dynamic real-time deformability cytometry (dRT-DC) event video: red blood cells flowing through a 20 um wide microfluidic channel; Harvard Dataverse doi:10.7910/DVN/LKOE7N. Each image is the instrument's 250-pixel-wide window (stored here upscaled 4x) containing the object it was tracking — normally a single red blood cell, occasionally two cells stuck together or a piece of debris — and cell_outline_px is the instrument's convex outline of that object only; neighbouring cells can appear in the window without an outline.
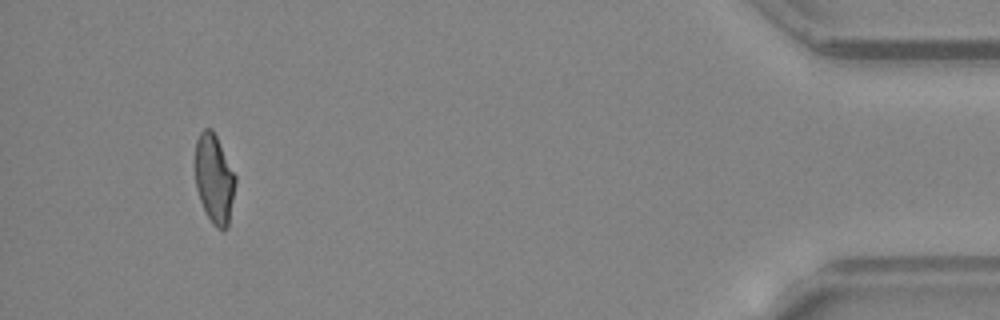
{"species": "common noctule bat (a hibernating species)", "species_latin": "Nyctalus noctula", "temperature_condition": "warm", "stored_images_in_passage": 49, "segment_of_instrument_passage": [2, 2], "camera_frame_rate_fps": 3000, "um_per_image_px": 0.085, "animal": {"sex": "female", "body_mass_g": 24.6, "forearm_length_mm": 56.2}, "frame": {"image": 1, "passage_image": 46, "time_ms": 15.0, "image_size_px": [1000, 320], "cell_outline_px": [[236, 184], [228, 228], [224, 232], [216, 228], [212, 224], [200, 200], [196, 188], [196, 140], [200, 132], [204, 128], [212, 128], [236, 176]], "centroid_in_image_um": [18.23, 15.24], "position_along_channel_um": 417.0, "area_um2": 20.92}}